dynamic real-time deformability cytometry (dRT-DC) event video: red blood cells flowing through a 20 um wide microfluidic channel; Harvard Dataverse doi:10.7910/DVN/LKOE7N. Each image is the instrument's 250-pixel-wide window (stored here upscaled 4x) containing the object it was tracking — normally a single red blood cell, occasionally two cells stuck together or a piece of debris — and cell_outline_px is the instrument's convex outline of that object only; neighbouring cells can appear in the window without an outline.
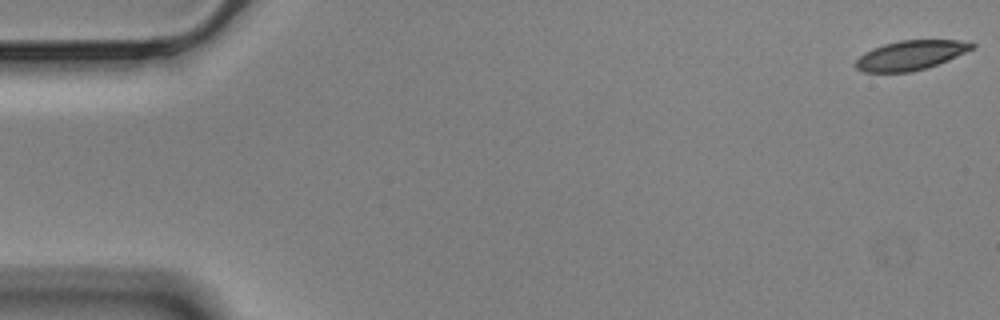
{"species": "Egyptian fruit bat (a non-hibernating species)", "species_latin": "Rousettus aegyptiacus", "temperature_condition": "cold", "stored_images_in_passage": 58, "camera_frame_rate_fps": 3000, "um_per_image_px": 0.085, "animal": {"sex": "male"}, "frame": {"image": 1, "passage_image": 1, "time_ms": 0.0, "image_size_px": [1000, 320], "cell_outline_px": [[976, 44], [972, 48], [956, 56], [936, 64], [924, 68], [908, 72], [864, 72], [856, 68], [856, 60], [864, 52], [872, 48], [884, 44], [900, 40], [956, 40]], "centroid_in_image_um": [77.34, 4.69], "position_along_channel_um": 7.7, "area_um2": 19.54}}
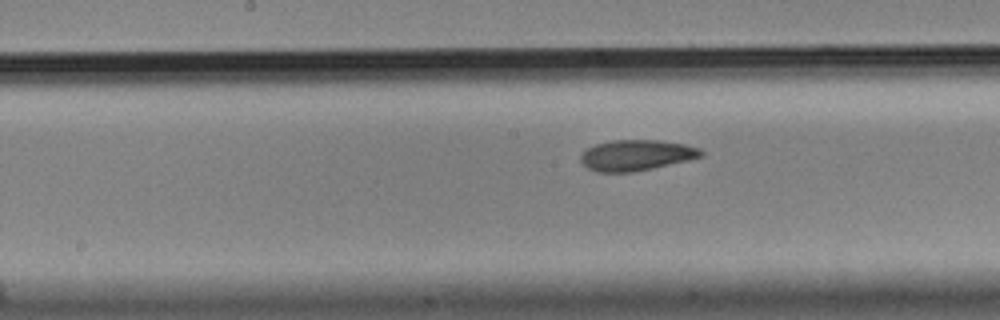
{"frame": {"image": 2, "passage_image": 29, "time_ms": 9.333, "image_size_px": [1000, 320], "cell_outline_px": [[704, 156], [688, 160], [652, 168], [632, 172], [596, 172], [588, 168], [580, 160], [580, 156], [588, 148], [596, 144], [612, 140], [656, 140], [684, 144], [700, 148], [704, 152]], "centroid_in_image_um": [54.1, 13.19], "position_along_channel_um": 194.1, "area_um2": 21.44}}
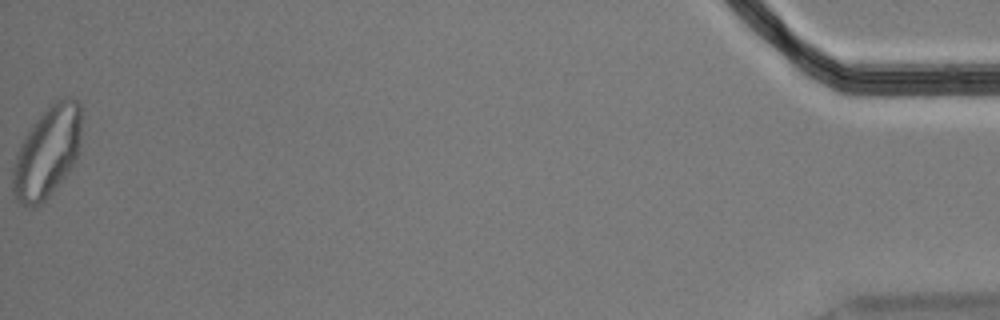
{"frame": {"image": 3, "passage_image": 58, "time_ms": 19.0, "image_size_px": [1000, 320], "cell_outline_px": [[84, 108], [80, 152], [76, 160], [68, 172], [48, 196], [40, 204], [32, 208], [20, 204], [16, 200], [12, 192], [12, 168], [20, 144], [24, 136], [32, 124], [56, 100], [68, 96], [72, 96]], "centroid_in_image_um": [4.05, 12.9], "position_along_channel_um": 431.1, "area_um2": 37.17}, "authors_computed_cell_mechanics": {"area_um2": 21.7039, "velocity_mm_per_s": 3.4774, "shape_relaxation_time_tau1_ms": 5.4033, "shape_relaxation_time_tau2_ms": 3.6043, "deformation_change_tau1": 0.1617, "deformation_change_tau2": 0.0936}}